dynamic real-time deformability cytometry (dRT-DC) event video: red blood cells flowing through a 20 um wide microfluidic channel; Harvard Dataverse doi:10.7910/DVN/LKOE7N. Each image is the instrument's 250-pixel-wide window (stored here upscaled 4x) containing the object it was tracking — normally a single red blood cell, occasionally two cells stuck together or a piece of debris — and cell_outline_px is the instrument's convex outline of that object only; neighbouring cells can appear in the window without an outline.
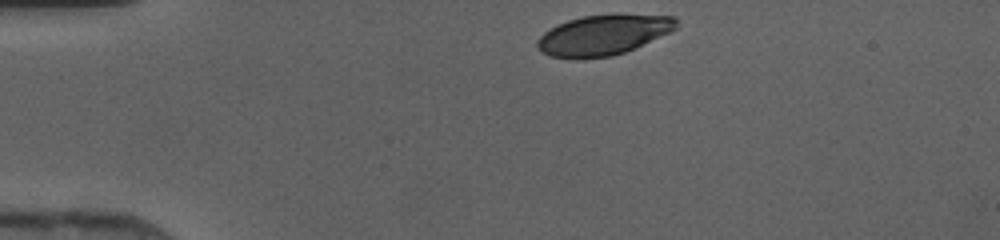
{"species": "human", "species_latin": "Homo sapiens", "temperature_condition": "cold", "stored_images_in_passage": 30, "camera_frame_rate_fps": 3000, "um_per_image_px": 0.085, "donor": {"sex": "female"}, "frame": {"image": 1, "passage_image": 1, "time_ms": 0.0, "image_size_px": [1000, 240], "cell_outline_px": [[676, 28], [672, 32], [624, 52], [612, 56], [548, 56], [540, 52], [536, 44], [536, 40], [544, 32], [556, 24], [580, 16], [676, 16]], "centroid_in_image_um": [51.25, 2.97], "position_along_channel_um": 33.8, "area_um2": 31.44}}
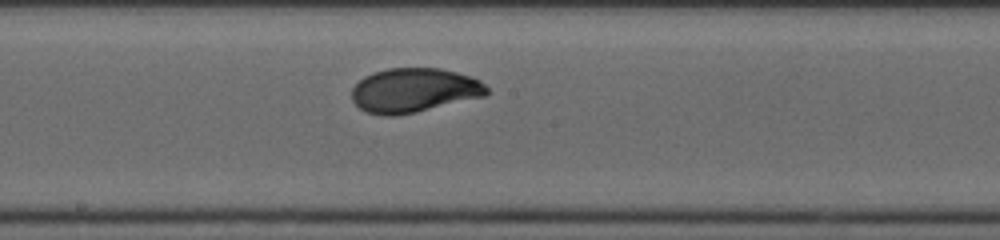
{"frame": {"image": 2, "passage_image": 17, "time_ms": 5.333, "image_size_px": [1000, 240], "cell_outline_px": [[488, 92], [484, 96], [416, 112], [396, 116], [384, 116], [364, 112], [352, 100], [352, 88], [364, 76], [388, 68], [440, 68], [472, 76], [480, 80], [488, 88]], "centroid_in_image_um": [35.18, 7.68], "position_along_channel_um": 213.0, "area_um2": 34.85}}
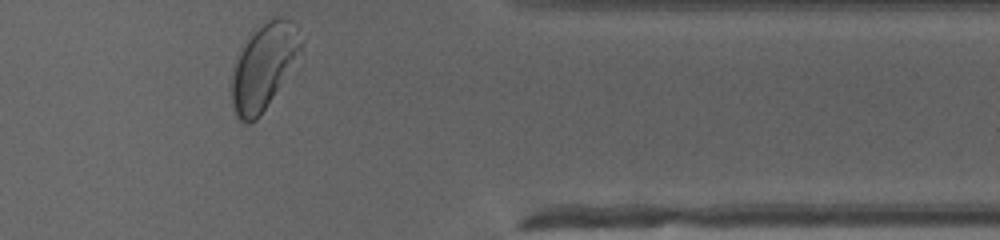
{"frame": {"image": 3, "passage_image": 30, "time_ms": 9.667, "image_size_px": [1000, 240], "cell_outline_px": [[304, 40], [300, 48], [272, 96], [260, 116], [256, 120], [248, 124], [240, 120], [236, 116], [232, 104], [232, 72], [236, 60], [248, 32], [268, 20], [276, 16], [284, 16], [292, 20], [300, 28]], "centroid_in_image_um": [22.38, 5.56], "position_along_channel_um": 389.0, "area_um2": 34.1}}